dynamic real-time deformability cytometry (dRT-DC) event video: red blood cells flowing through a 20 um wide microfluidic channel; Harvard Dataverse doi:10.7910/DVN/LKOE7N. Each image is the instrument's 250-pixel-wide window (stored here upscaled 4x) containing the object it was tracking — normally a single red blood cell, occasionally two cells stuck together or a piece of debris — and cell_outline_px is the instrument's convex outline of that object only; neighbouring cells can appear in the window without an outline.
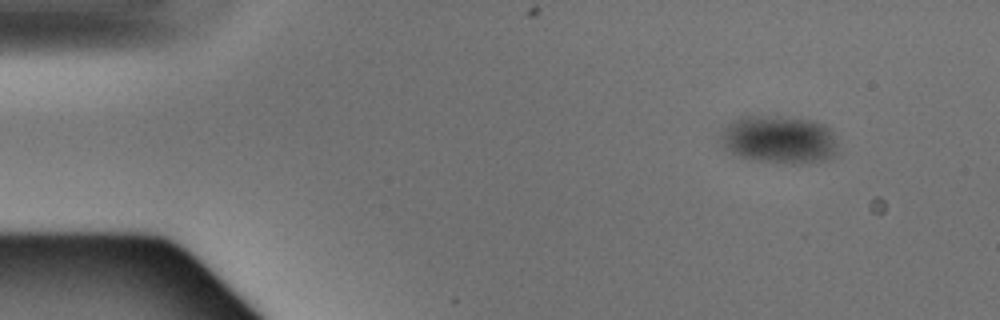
{"species": "Egyptian fruit bat (a non-hibernating species)", "species_latin": "Rousettus aegyptiacus", "temperature_condition": "warm", "stored_images_in_passage": 3, "camera_frame_rate_fps": 3000, "um_per_image_px": 0.085, "animal": {"sex": "male"}, "frame": {"image": 1, "passage_image": 1, "time_ms": 0.0, "image_size_px": [1000, 320], "cell_outline_px": [[840, 152], [832, 160], [808, 164], [792, 164], [752, 160], [736, 156], [724, 148], [716, 140], [724, 128], [732, 120], [740, 116], [780, 116], [812, 120], [824, 124], [832, 128]], "centroid_in_image_um": [66.26, 11.89], "position_along_channel_um": 18.7, "area_um2": 34.16}}